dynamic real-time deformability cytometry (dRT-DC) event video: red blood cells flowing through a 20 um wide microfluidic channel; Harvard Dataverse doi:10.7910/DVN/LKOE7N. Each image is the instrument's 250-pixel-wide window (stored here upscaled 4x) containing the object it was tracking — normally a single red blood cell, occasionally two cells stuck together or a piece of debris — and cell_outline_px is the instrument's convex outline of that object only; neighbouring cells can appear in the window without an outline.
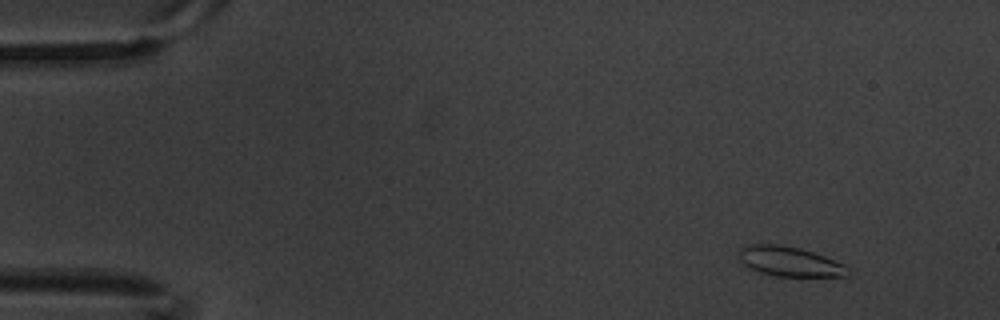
{"species": "common noctule bat (a hibernating species)", "species_latin": "Nyctalus noctula", "temperature_condition": "warm", "stored_images_in_passage": 6, "camera_frame_rate_fps": 3000, "um_per_image_px": 0.085, "animal": {"sex": "male", "body_mass_g": 20.1, "forearm_length_mm": 53.5}, "frame": {"image": 1, "passage_image": 2, "time_ms": 0.333, "image_size_px": [1000, 320], "cell_outline_px": [[856, 272], [848, 276], [776, 276], [760, 272], [744, 264], [740, 260], [740, 248], [752, 244], [776, 244], [800, 248], [848, 264]], "centroid_in_image_um": [67.27, 22.24], "position_along_channel_um": 17.7, "area_um2": 19.07}}
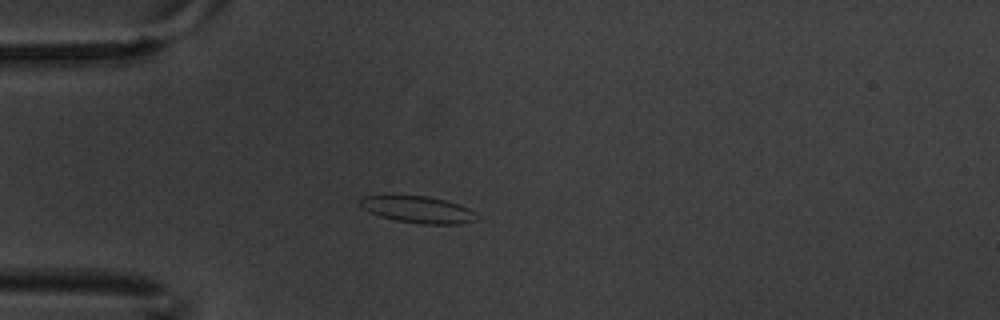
{"frame": {"image": 2, "passage_image": 5, "time_ms": 1.333, "image_size_px": [1000, 320], "cell_outline_px": [[476, 220], [460, 224], [420, 224], [396, 220], [380, 216], [364, 208], [360, 204], [360, 200], [364, 196], [392, 192], [428, 196], [444, 200], [468, 208], [476, 212]], "centroid_in_image_um": [35.47, 17.76], "position_along_channel_um": 49.5, "area_um2": 18.73}}